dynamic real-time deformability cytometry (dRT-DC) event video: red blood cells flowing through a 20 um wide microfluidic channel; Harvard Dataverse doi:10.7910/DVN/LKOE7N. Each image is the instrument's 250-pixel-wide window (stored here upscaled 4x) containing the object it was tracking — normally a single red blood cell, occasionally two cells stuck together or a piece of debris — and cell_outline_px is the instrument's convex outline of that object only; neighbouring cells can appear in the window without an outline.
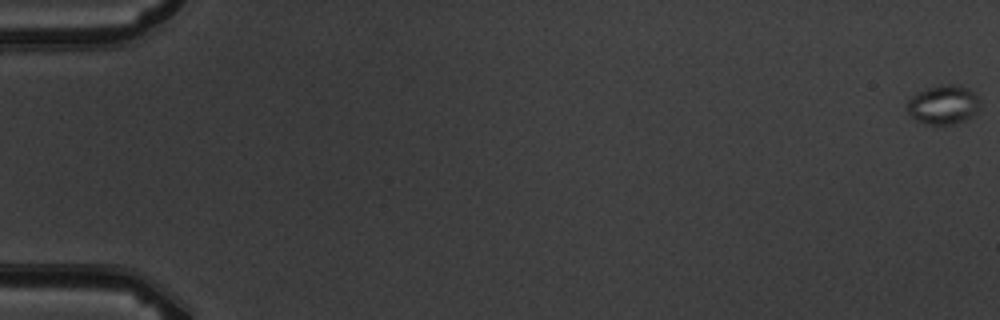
{"species": "common noctule bat (a hibernating species)", "species_latin": "Nyctalus noctula", "temperature_condition": "warm", "stored_images_in_passage": 7, "camera_frame_rate_fps": 3000, "um_per_image_px": 0.085, "animal": {"sex": "male", "body_mass_g": 19.5, "forearm_length_mm": 54.6}, "frame": {"image": 1, "passage_image": 1, "time_ms": 0.0, "image_size_px": [1000, 320], "cell_outline_px": [[980, 100], [976, 112], [972, 116], [964, 120], [952, 124], [924, 124], [916, 120], [908, 112], [908, 100], [912, 96], [928, 88], [948, 84], [956, 84], [968, 88], [976, 92]], "centroid_in_image_um": [80.21, 8.9], "position_along_channel_um": 4.8, "area_um2": 16.42}}
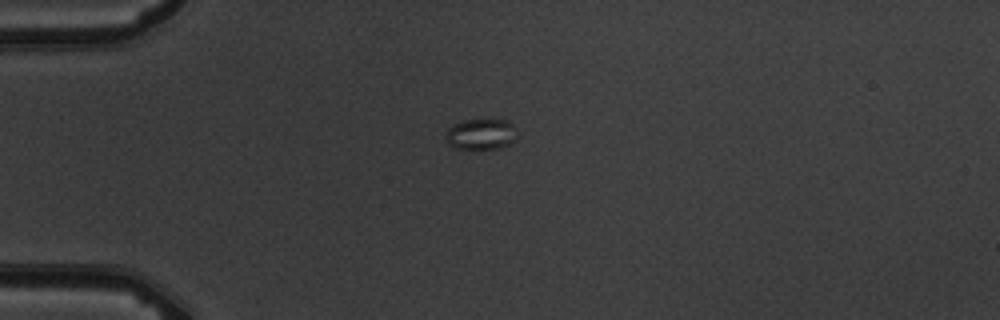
{"frame": {"image": 2, "passage_image": 5, "time_ms": 5.0, "image_size_px": [1000, 320], "cell_outline_px": [[516, 136], [508, 144], [500, 148], [476, 152], [452, 148], [448, 144], [444, 136], [448, 128], [452, 124], [464, 120], [508, 120], [516, 128]], "centroid_in_image_um": [40.82, 11.46], "position_along_channel_um": 44.2, "area_um2": 13.47}}